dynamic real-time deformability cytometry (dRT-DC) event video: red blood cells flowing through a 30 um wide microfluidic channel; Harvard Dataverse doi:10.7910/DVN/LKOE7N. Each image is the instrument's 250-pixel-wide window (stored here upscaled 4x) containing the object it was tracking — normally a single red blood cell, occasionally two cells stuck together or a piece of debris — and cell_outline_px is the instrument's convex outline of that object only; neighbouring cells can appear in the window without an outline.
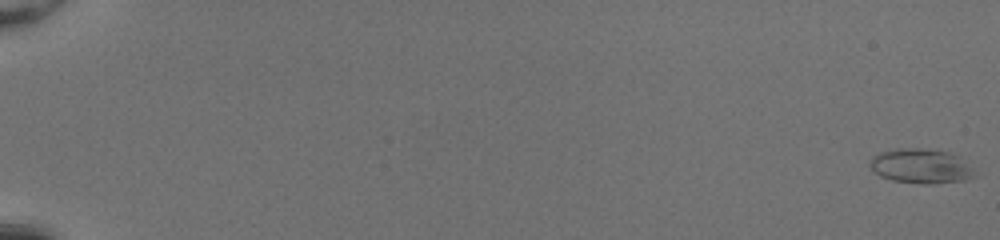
{"species": "common noctule bat (a hibernating species)", "species_latin": "Nyctalus noctula", "temperature_condition": "room temperature", "stored_images_in_passage": 54, "camera_frame_rate_fps": 3000, "um_per_image_px": 0.085, "animal": {"sex": "female", "body_mass_g": 20.0, "forearm_length_mm": 54.0}, "frame": {"image": 1, "passage_image": 1, "time_ms": 0.0, "image_size_px": [1000, 240], "cell_outline_px": [[976, 176], [964, 180], [932, 184], [924, 184], [892, 180], [880, 176], [868, 164], [872, 156], [880, 152], [896, 148], [920, 148], [948, 152], [960, 156], [972, 168]], "centroid_in_image_um": [78.27, 14.11], "position_along_channel_um": 6.7, "area_um2": 21.15}}
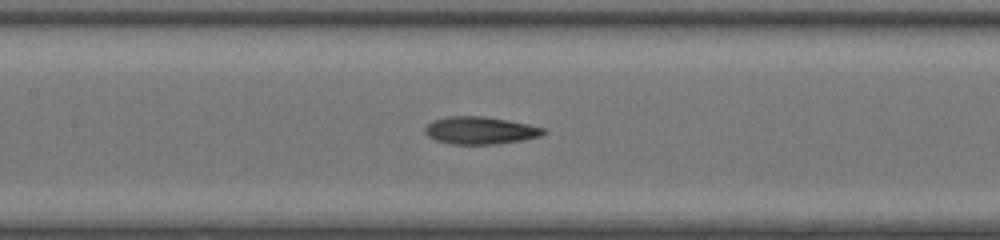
{"frame": {"image": 2, "passage_image": 29, "time_ms": 9.333, "image_size_px": [1000, 240], "cell_outline_px": [[548, 132], [540, 136], [524, 140], [492, 144], [452, 144], [436, 140], [428, 136], [424, 132], [424, 128], [432, 120], [448, 116], [484, 116], [508, 120], [528, 124], [544, 128]], "centroid_in_image_um": [40.82, 11.08], "position_along_channel_um": 166.6, "area_um2": 19.02}}
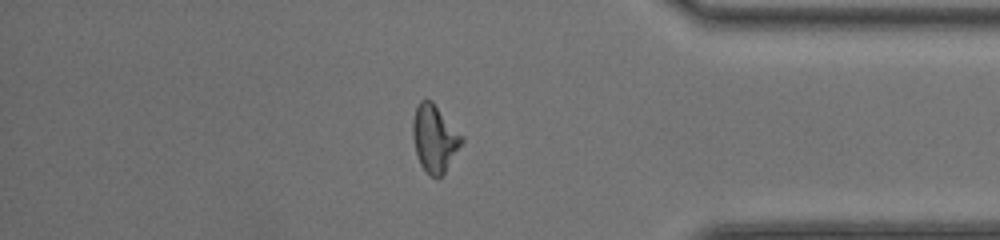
{"frame": {"image": 3, "passage_image": 47, "time_ms": 15.333, "image_size_px": [1000, 240], "cell_outline_px": [[464, 140], [444, 172], [436, 180], [428, 176], [420, 164], [416, 152], [412, 136], [412, 120], [416, 108], [420, 100], [432, 100], [464, 136]], "centroid_in_image_um": [36.93, 11.76], "position_along_channel_um": 398.3, "area_um2": 19.31}, "authors_computed_cell_mechanics": {"area_um2": 19.2185, "velocity_mm_per_s": 4.1357, "shape_relaxation_time_tau1_ms": 8.5455, "shape_relaxation_time_tau2_ms": 2.2664, "deformation_change_tau1": 0.2794, "deformation_change_tau2": 0.1156}}